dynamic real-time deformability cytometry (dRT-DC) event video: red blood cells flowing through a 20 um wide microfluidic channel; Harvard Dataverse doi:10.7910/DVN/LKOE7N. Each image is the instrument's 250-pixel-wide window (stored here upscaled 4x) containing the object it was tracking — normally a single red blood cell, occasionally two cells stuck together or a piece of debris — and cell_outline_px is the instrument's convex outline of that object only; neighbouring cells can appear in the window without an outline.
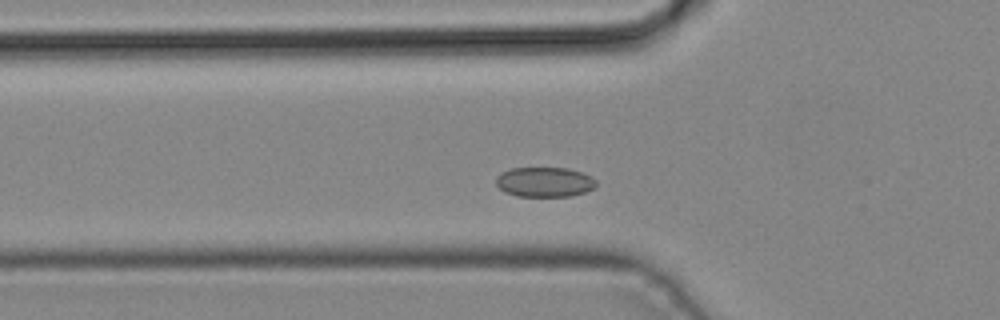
{"species": "common noctule bat (a hibernating species)", "species_latin": "Nyctalus noctula", "temperature_condition": "cold", "stored_images_in_passage": 39, "segment_of_instrument_passage": [1, 2], "camera_frame_rate_fps": 3000, "um_per_image_px": 0.085, "animal": {"sex": "male", "body_mass_g": 19.2, "forearm_length_mm": 51.8}, "frame": {"image": 1, "passage_image": 8, "time_ms": 2.333, "image_size_px": [1000, 320], "cell_outline_px": [[596, 188], [572, 196], [516, 196], [504, 192], [496, 184], [496, 176], [500, 172], [512, 168], [568, 168], [592, 176], [596, 180]], "centroid_in_image_um": [46.29, 15.47], "position_along_channel_um": 79.5, "area_um2": 17.57}}
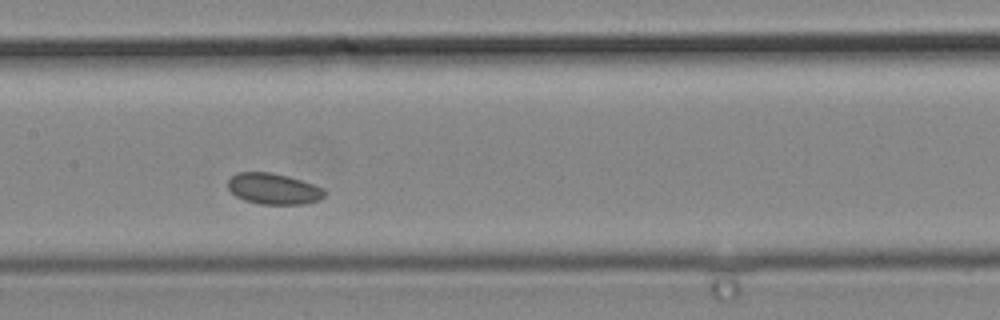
{"frame": {"image": 2, "passage_image": 15, "time_ms": 4.667, "image_size_px": [1000, 320], "cell_outline_px": [[328, 192], [320, 200], [304, 204], [260, 204], [244, 200], [236, 196], [228, 188], [228, 180], [232, 176], [240, 172], [272, 172], [288, 176], [324, 188]], "centroid_in_image_um": [23.28, 16.05], "position_along_channel_um": 184.1, "area_um2": 17.51}}
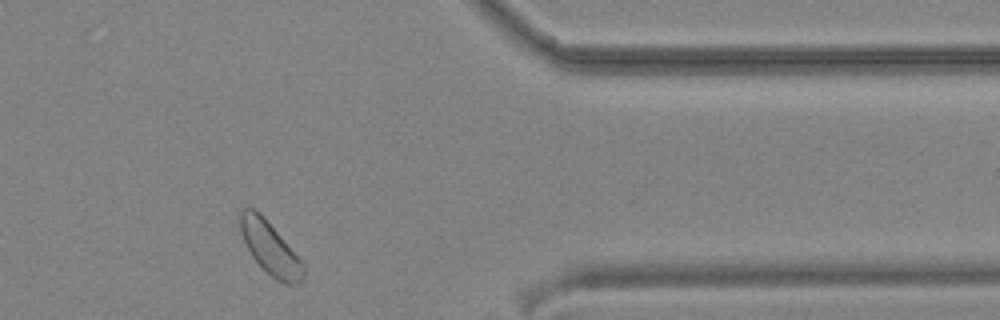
{"frame": {"image": 3, "passage_image": 30, "time_ms": 9.667, "image_size_px": [1000, 320], "cell_outline_px": [[304, 276], [296, 284], [284, 284], [276, 280], [252, 256], [240, 232], [240, 212], [244, 208], [252, 208], [260, 212], [264, 216], [304, 264]], "centroid_in_image_um": [22.95, 21.07], "position_along_channel_um": 388.4, "area_um2": 18.96}}